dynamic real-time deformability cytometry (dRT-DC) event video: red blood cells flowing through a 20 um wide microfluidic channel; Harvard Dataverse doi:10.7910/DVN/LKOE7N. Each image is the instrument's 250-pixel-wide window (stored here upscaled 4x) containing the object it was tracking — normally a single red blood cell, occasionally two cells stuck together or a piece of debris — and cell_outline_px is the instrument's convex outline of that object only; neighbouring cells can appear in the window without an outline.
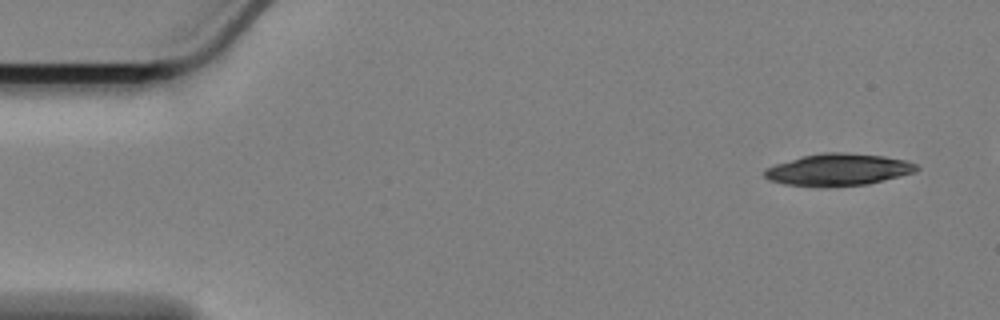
{"species": "Egyptian fruit bat (a non-hibernating species)", "species_latin": "Rousettus aegyptiacus", "temperature_condition": "cold", "stored_images_in_passage": 51, "camera_frame_rate_fps": 3000, "um_per_image_px": 0.085, "animal": {"sex": "female"}, "frame": {"image": 1, "passage_image": 1, "time_ms": 0.0, "image_size_px": [1000, 320], "cell_outline_px": [[920, 168], [916, 172], [868, 184], [828, 188], [820, 188], [784, 184], [768, 180], [764, 176], [764, 168], [776, 164], [804, 156], [824, 152], [840, 152], [884, 156], [904, 160], [916, 164]], "centroid_in_image_um": [71.23, 14.45], "position_along_channel_um": 13.8, "area_um2": 28.61}}
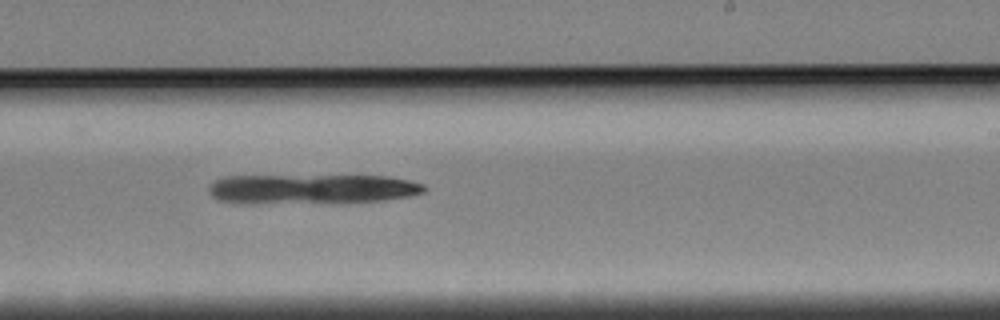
{"frame": {"image": 2, "passage_image": 32, "time_ms": 10.333, "image_size_px": [1000, 320], "cell_outline_px": [[424, 192], [408, 196], [384, 200], [252, 204], [244, 204], [220, 200], [212, 196], [208, 192], [208, 188], [216, 180], [228, 176], [384, 176], [408, 180], [424, 184]], "centroid_in_image_um": [26.44, 16.06], "position_along_channel_um": 262.6, "area_um2": 36.93}}
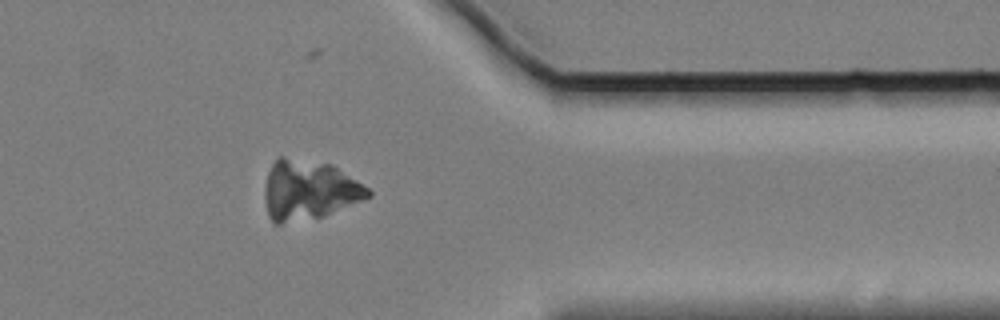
{"frame": {"image": 3, "passage_image": 44, "time_ms": 14.333, "image_size_px": [1000, 320], "cell_outline_px": [[372, 196], [320, 216], [280, 224], [276, 224], [268, 216], [264, 200], [264, 188], [268, 172], [276, 156], [284, 156], [332, 164], [368, 188], [372, 192]], "centroid_in_image_um": [26.2, 16.12], "position_along_channel_um": 385.2, "area_um2": 35.72}}